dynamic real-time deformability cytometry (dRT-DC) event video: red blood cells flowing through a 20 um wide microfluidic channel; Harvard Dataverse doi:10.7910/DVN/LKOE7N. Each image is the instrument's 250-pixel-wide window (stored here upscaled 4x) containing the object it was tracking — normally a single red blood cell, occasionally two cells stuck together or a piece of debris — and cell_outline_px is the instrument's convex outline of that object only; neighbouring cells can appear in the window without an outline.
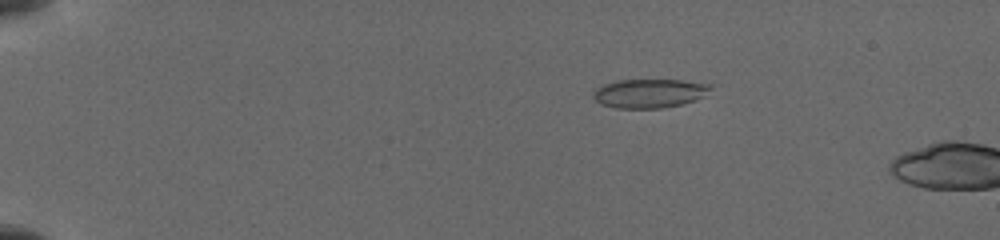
{"species": "common noctule bat (a hibernating species)", "species_latin": "Nyctalus noctula", "temperature_condition": "cold", "stored_images_in_passage": 4, "camera_frame_rate_fps": 3000, "um_per_image_px": 0.085, "animal": {"sex": "female", "body_mass_g": 19.5, "forearm_length_mm": 54.1}, "frame": {"image": 1, "passage_image": 2, "time_ms": 1.0, "image_size_px": [1000, 240], "cell_outline_px": [[712, 88], [696, 100], [684, 104], [660, 108], [616, 108], [600, 104], [592, 96], [592, 92], [596, 88], [604, 84], [616, 80], [684, 80], [712, 84]], "centroid_in_image_um": [55.18, 7.93], "position_along_channel_um": 29.8, "area_um2": 19.88}}